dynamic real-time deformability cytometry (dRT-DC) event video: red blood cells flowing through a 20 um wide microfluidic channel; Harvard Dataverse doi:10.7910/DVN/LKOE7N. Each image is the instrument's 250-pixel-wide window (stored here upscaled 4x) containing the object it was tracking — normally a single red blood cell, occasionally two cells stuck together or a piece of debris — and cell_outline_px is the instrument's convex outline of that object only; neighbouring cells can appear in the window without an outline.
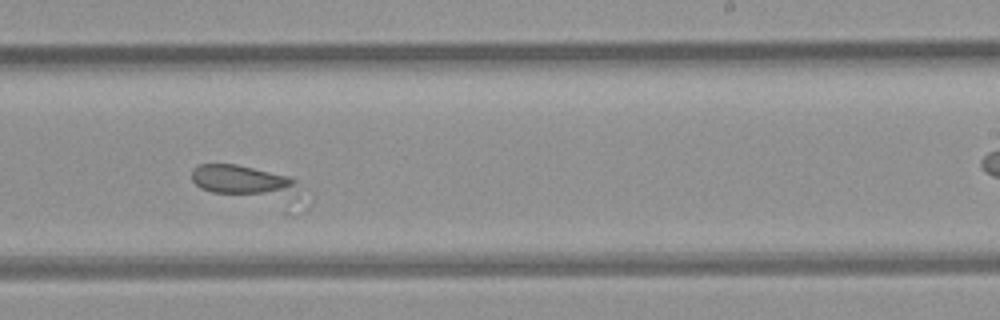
{"species": "common noctule bat (a hibernating species)", "species_latin": "Nyctalus noctula", "temperature_condition": "room temperature", "stored_images_in_passage": 12, "camera_frame_rate_fps": 3000, "um_per_image_px": 0.085, "animal": {"sex": "female", "body_mass_g": 21.9}, "frame": {"image": 1, "passage_image": 8, "time_ms": 9.0, "image_size_px": [1000, 320], "cell_outline_px": [[296, 180], [292, 184], [280, 188], [264, 192], [212, 192], [200, 188], [192, 180], [192, 168], [200, 164], [236, 164], [292, 176]], "centroid_in_image_um": [20.22, 15.19], "position_along_channel_um": 268.8, "area_um2": 16.42}}